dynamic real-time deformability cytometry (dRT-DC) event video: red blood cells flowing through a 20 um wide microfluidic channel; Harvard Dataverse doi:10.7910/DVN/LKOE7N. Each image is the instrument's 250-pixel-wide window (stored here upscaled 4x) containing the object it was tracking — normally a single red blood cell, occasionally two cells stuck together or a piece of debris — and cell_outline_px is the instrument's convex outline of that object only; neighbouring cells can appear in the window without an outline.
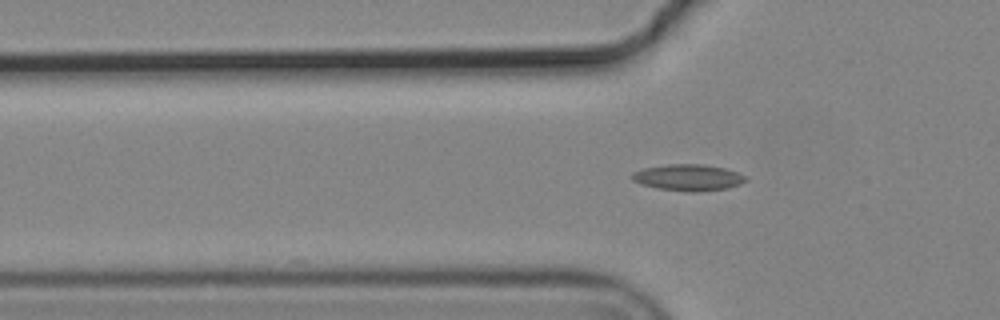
{"species": "common noctule bat (a hibernating species)", "species_latin": "Nyctalus noctula", "temperature_condition": "cold", "stored_images_in_passage": 3, "segment_of_instrument_passage": [2, 2], "camera_frame_rate_fps": 3000, "um_per_image_px": 0.085, "animal": {"sex": "male", "body_mass_g": 19.2, "forearm_length_mm": 51.8}, "frame": {"image": 1, "passage_image": 3, "time_ms": 0.667, "image_size_px": [1000, 320], "cell_outline_px": [[748, 180], [740, 184], [728, 188], [696, 192], [688, 192], [656, 188], [640, 184], [632, 180], [632, 172], [644, 168], [668, 164], [704, 164], [724, 168], [736, 172], [744, 176]], "centroid_in_image_um": [58.48, 15.09], "position_along_channel_um": 67.3, "area_um2": 17.51}}